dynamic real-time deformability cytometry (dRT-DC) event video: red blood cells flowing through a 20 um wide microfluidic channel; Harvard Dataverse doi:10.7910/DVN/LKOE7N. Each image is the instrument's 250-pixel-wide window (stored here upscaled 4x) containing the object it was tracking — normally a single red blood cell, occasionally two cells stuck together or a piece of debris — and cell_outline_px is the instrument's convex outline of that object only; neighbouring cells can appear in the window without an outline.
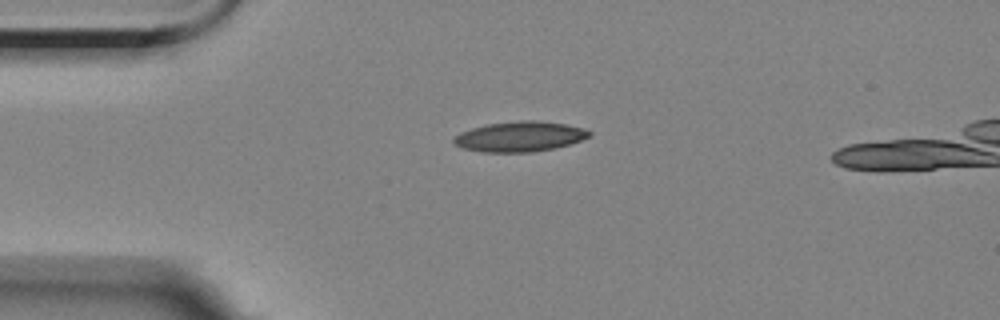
{"species": "Egyptian fruit bat (a non-hibernating species)", "species_latin": "Rousettus aegyptiacus", "temperature_condition": "room temperature", "stored_images_in_passage": 3, "camera_frame_rate_fps": 3000, "um_per_image_px": 0.085, "animal": {"sex": "female"}, "frame": {"image": 1, "passage_image": 1, "time_ms": 0.0, "image_size_px": [1000, 320], "cell_outline_px": [[592, 136], [568, 144], [552, 148], [532, 152], [484, 152], [460, 148], [452, 144], [452, 140], [460, 132], [472, 128], [488, 124], [520, 120], [536, 120], [564, 124], [580, 128], [592, 132]], "centroid_in_image_um": [44.12, 11.61], "position_along_channel_um": 40.9, "area_um2": 23.7}}